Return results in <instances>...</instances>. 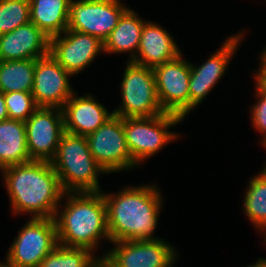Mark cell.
<instances>
[{
	"instance_id": "cell-18",
	"label": "cell",
	"mask_w": 266,
	"mask_h": 267,
	"mask_svg": "<svg viewBox=\"0 0 266 267\" xmlns=\"http://www.w3.org/2000/svg\"><path fill=\"white\" fill-rule=\"evenodd\" d=\"M178 47L168 30L155 21L147 20L142 28L136 57L131 62L154 68L177 58L182 53Z\"/></svg>"
},
{
	"instance_id": "cell-16",
	"label": "cell",
	"mask_w": 266,
	"mask_h": 267,
	"mask_svg": "<svg viewBox=\"0 0 266 267\" xmlns=\"http://www.w3.org/2000/svg\"><path fill=\"white\" fill-rule=\"evenodd\" d=\"M65 132L78 136H87L96 131L109 118L105 106L90 94L77 96L75 91L62 107Z\"/></svg>"
},
{
	"instance_id": "cell-29",
	"label": "cell",
	"mask_w": 266,
	"mask_h": 267,
	"mask_svg": "<svg viewBox=\"0 0 266 267\" xmlns=\"http://www.w3.org/2000/svg\"><path fill=\"white\" fill-rule=\"evenodd\" d=\"M9 119L4 93L0 91V121Z\"/></svg>"
},
{
	"instance_id": "cell-25",
	"label": "cell",
	"mask_w": 266,
	"mask_h": 267,
	"mask_svg": "<svg viewBox=\"0 0 266 267\" xmlns=\"http://www.w3.org/2000/svg\"><path fill=\"white\" fill-rule=\"evenodd\" d=\"M29 22V0H0V35Z\"/></svg>"
},
{
	"instance_id": "cell-3",
	"label": "cell",
	"mask_w": 266,
	"mask_h": 267,
	"mask_svg": "<svg viewBox=\"0 0 266 267\" xmlns=\"http://www.w3.org/2000/svg\"><path fill=\"white\" fill-rule=\"evenodd\" d=\"M63 200L54 217L58 244L85 248L95 254L102 239L110 242L102 192H66Z\"/></svg>"
},
{
	"instance_id": "cell-23",
	"label": "cell",
	"mask_w": 266,
	"mask_h": 267,
	"mask_svg": "<svg viewBox=\"0 0 266 267\" xmlns=\"http://www.w3.org/2000/svg\"><path fill=\"white\" fill-rule=\"evenodd\" d=\"M34 70L35 59L0 61V91L31 92Z\"/></svg>"
},
{
	"instance_id": "cell-10",
	"label": "cell",
	"mask_w": 266,
	"mask_h": 267,
	"mask_svg": "<svg viewBox=\"0 0 266 267\" xmlns=\"http://www.w3.org/2000/svg\"><path fill=\"white\" fill-rule=\"evenodd\" d=\"M128 8L121 0H70L67 30L93 35L104 42Z\"/></svg>"
},
{
	"instance_id": "cell-22",
	"label": "cell",
	"mask_w": 266,
	"mask_h": 267,
	"mask_svg": "<svg viewBox=\"0 0 266 267\" xmlns=\"http://www.w3.org/2000/svg\"><path fill=\"white\" fill-rule=\"evenodd\" d=\"M242 205L253 228L266 237V174L262 170L249 179Z\"/></svg>"
},
{
	"instance_id": "cell-19",
	"label": "cell",
	"mask_w": 266,
	"mask_h": 267,
	"mask_svg": "<svg viewBox=\"0 0 266 267\" xmlns=\"http://www.w3.org/2000/svg\"><path fill=\"white\" fill-rule=\"evenodd\" d=\"M145 19L132 8H128L120 17L117 26L104 41V54H129L132 61L137 54Z\"/></svg>"
},
{
	"instance_id": "cell-7",
	"label": "cell",
	"mask_w": 266,
	"mask_h": 267,
	"mask_svg": "<svg viewBox=\"0 0 266 267\" xmlns=\"http://www.w3.org/2000/svg\"><path fill=\"white\" fill-rule=\"evenodd\" d=\"M19 229L3 262L8 267H39L58 245L54 218H28Z\"/></svg>"
},
{
	"instance_id": "cell-13",
	"label": "cell",
	"mask_w": 266,
	"mask_h": 267,
	"mask_svg": "<svg viewBox=\"0 0 266 267\" xmlns=\"http://www.w3.org/2000/svg\"><path fill=\"white\" fill-rule=\"evenodd\" d=\"M25 126L31 160L51 162L65 133L62 109L38 107Z\"/></svg>"
},
{
	"instance_id": "cell-21",
	"label": "cell",
	"mask_w": 266,
	"mask_h": 267,
	"mask_svg": "<svg viewBox=\"0 0 266 267\" xmlns=\"http://www.w3.org/2000/svg\"><path fill=\"white\" fill-rule=\"evenodd\" d=\"M30 22L49 39L67 30L70 0H29Z\"/></svg>"
},
{
	"instance_id": "cell-2",
	"label": "cell",
	"mask_w": 266,
	"mask_h": 267,
	"mask_svg": "<svg viewBox=\"0 0 266 267\" xmlns=\"http://www.w3.org/2000/svg\"><path fill=\"white\" fill-rule=\"evenodd\" d=\"M13 215L54 218L64 190L51 162L32 160L2 169Z\"/></svg>"
},
{
	"instance_id": "cell-35",
	"label": "cell",
	"mask_w": 266,
	"mask_h": 267,
	"mask_svg": "<svg viewBox=\"0 0 266 267\" xmlns=\"http://www.w3.org/2000/svg\"><path fill=\"white\" fill-rule=\"evenodd\" d=\"M0 267H8L5 264L2 263V261H0Z\"/></svg>"
},
{
	"instance_id": "cell-4",
	"label": "cell",
	"mask_w": 266,
	"mask_h": 267,
	"mask_svg": "<svg viewBox=\"0 0 266 267\" xmlns=\"http://www.w3.org/2000/svg\"><path fill=\"white\" fill-rule=\"evenodd\" d=\"M51 164L65 193L103 191L98 177L107 174L93 158L86 136L65 132Z\"/></svg>"
},
{
	"instance_id": "cell-15",
	"label": "cell",
	"mask_w": 266,
	"mask_h": 267,
	"mask_svg": "<svg viewBox=\"0 0 266 267\" xmlns=\"http://www.w3.org/2000/svg\"><path fill=\"white\" fill-rule=\"evenodd\" d=\"M71 73L51 54L35 59L32 95L38 107L62 109L75 90L70 84Z\"/></svg>"
},
{
	"instance_id": "cell-9",
	"label": "cell",
	"mask_w": 266,
	"mask_h": 267,
	"mask_svg": "<svg viewBox=\"0 0 266 267\" xmlns=\"http://www.w3.org/2000/svg\"><path fill=\"white\" fill-rule=\"evenodd\" d=\"M114 248L99 255L112 267H173L178 252L163 238L111 242Z\"/></svg>"
},
{
	"instance_id": "cell-11",
	"label": "cell",
	"mask_w": 266,
	"mask_h": 267,
	"mask_svg": "<svg viewBox=\"0 0 266 267\" xmlns=\"http://www.w3.org/2000/svg\"><path fill=\"white\" fill-rule=\"evenodd\" d=\"M244 37L245 33L242 31L234 33L228 36L221 47L209 55V58L201 65L190 62L189 113L202 104L219 83L218 81L222 79Z\"/></svg>"
},
{
	"instance_id": "cell-6",
	"label": "cell",
	"mask_w": 266,
	"mask_h": 267,
	"mask_svg": "<svg viewBox=\"0 0 266 267\" xmlns=\"http://www.w3.org/2000/svg\"><path fill=\"white\" fill-rule=\"evenodd\" d=\"M120 83L121 102L113 115L121 118L153 117L165 113L160 104L153 68L126 61Z\"/></svg>"
},
{
	"instance_id": "cell-26",
	"label": "cell",
	"mask_w": 266,
	"mask_h": 267,
	"mask_svg": "<svg viewBox=\"0 0 266 267\" xmlns=\"http://www.w3.org/2000/svg\"><path fill=\"white\" fill-rule=\"evenodd\" d=\"M9 119L26 121L38 108L31 92L4 93Z\"/></svg>"
},
{
	"instance_id": "cell-31",
	"label": "cell",
	"mask_w": 266,
	"mask_h": 267,
	"mask_svg": "<svg viewBox=\"0 0 266 267\" xmlns=\"http://www.w3.org/2000/svg\"><path fill=\"white\" fill-rule=\"evenodd\" d=\"M256 261L257 262H254V264H251V265L249 264L248 266H245V267H266V258L261 257Z\"/></svg>"
},
{
	"instance_id": "cell-27",
	"label": "cell",
	"mask_w": 266,
	"mask_h": 267,
	"mask_svg": "<svg viewBox=\"0 0 266 267\" xmlns=\"http://www.w3.org/2000/svg\"><path fill=\"white\" fill-rule=\"evenodd\" d=\"M255 96L257 97L256 103L250 108V119L252 128L261 136H266V94H264L255 84Z\"/></svg>"
},
{
	"instance_id": "cell-12",
	"label": "cell",
	"mask_w": 266,
	"mask_h": 267,
	"mask_svg": "<svg viewBox=\"0 0 266 267\" xmlns=\"http://www.w3.org/2000/svg\"><path fill=\"white\" fill-rule=\"evenodd\" d=\"M181 53L172 61L153 68L158 98L165 113L189 116V81L191 66Z\"/></svg>"
},
{
	"instance_id": "cell-14",
	"label": "cell",
	"mask_w": 266,
	"mask_h": 267,
	"mask_svg": "<svg viewBox=\"0 0 266 267\" xmlns=\"http://www.w3.org/2000/svg\"><path fill=\"white\" fill-rule=\"evenodd\" d=\"M49 53L66 71L76 76L104 53V42L93 35L66 30L50 38Z\"/></svg>"
},
{
	"instance_id": "cell-20",
	"label": "cell",
	"mask_w": 266,
	"mask_h": 267,
	"mask_svg": "<svg viewBox=\"0 0 266 267\" xmlns=\"http://www.w3.org/2000/svg\"><path fill=\"white\" fill-rule=\"evenodd\" d=\"M30 161L25 122L14 119L0 121V171Z\"/></svg>"
},
{
	"instance_id": "cell-5",
	"label": "cell",
	"mask_w": 266,
	"mask_h": 267,
	"mask_svg": "<svg viewBox=\"0 0 266 267\" xmlns=\"http://www.w3.org/2000/svg\"><path fill=\"white\" fill-rule=\"evenodd\" d=\"M182 121L184 120L180 116L172 113L153 117L123 118L125 138L134 162L140 167L164 146L177 141L181 135L170 129Z\"/></svg>"
},
{
	"instance_id": "cell-24",
	"label": "cell",
	"mask_w": 266,
	"mask_h": 267,
	"mask_svg": "<svg viewBox=\"0 0 266 267\" xmlns=\"http://www.w3.org/2000/svg\"><path fill=\"white\" fill-rule=\"evenodd\" d=\"M98 258V255L88 249L58 244L39 267H91Z\"/></svg>"
},
{
	"instance_id": "cell-33",
	"label": "cell",
	"mask_w": 266,
	"mask_h": 267,
	"mask_svg": "<svg viewBox=\"0 0 266 267\" xmlns=\"http://www.w3.org/2000/svg\"><path fill=\"white\" fill-rule=\"evenodd\" d=\"M260 140H261L260 144L262 145V147H264V149H266V136L265 137H261ZM264 165H266V162H265Z\"/></svg>"
},
{
	"instance_id": "cell-17",
	"label": "cell",
	"mask_w": 266,
	"mask_h": 267,
	"mask_svg": "<svg viewBox=\"0 0 266 267\" xmlns=\"http://www.w3.org/2000/svg\"><path fill=\"white\" fill-rule=\"evenodd\" d=\"M50 39L32 22L0 35V61L38 59L49 54Z\"/></svg>"
},
{
	"instance_id": "cell-8",
	"label": "cell",
	"mask_w": 266,
	"mask_h": 267,
	"mask_svg": "<svg viewBox=\"0 0 266 267\" xmlns=\"http://www.w3.org/2000/svg\"><path fill=\"white\" fill-rule=\"evenodd\" d=\"M86 139L93 158L106 174L138 168L127 146L123 118L113 115Z\"/></svg>"
},
{
	"instance_id": "cell-32",
	"label": "cell",
	"mask_w": 266,
	"mask_h": 267,
	"mask_svg": "<svg viewBox=\"0 0 266 267\" xmlns=\"http://www.w3.org/2000/svg\"><path fill=\"white\" fill-rule=\"evenodd\" d=\"M259 59H260L259 60L260 63L258 65H261L266 70V47L262 49Z\"/></svg>"
},
{
	"instance_id": "cell-30",
	"label": "cell",
	"mask_w": 266,
	"mask_h": 267,
	"mask_svg": "<svg viewBox=\"0 0 266 267\" xmlns=\"http://www.w3.org/2000/svg\"><path fill=\"white\" fill-rule=\"evenodd\" d=\"M91 267H112L105 258H98Z\"/></svg>"
},
{
	"instance_id": "cell-28",
	"label": "cell",
	"mask_w": 266,
	"mask_h": 267,
	"mask_svg": "<svg viewBox=\"0 0 266 267\" xmlns=\"http://www.w3.org/2000/svg\"><path fill=\"white\" fill-rule=\"evenodd\" d=\"M255 71L253 74L254 83L264 94H266V70L260 65L259 69Z\"/></svg>"
},
{
	"instance_id": "cell-34",
	"label": "cell",
	"mask_w": 266,
	"mask_h": 267,
	"mask_svg": "<svg viewBox=\"0 0 266 267\" xmlns=\"http://www.w3.org/2000/svg\"><path fill=\"white\" fill-rule=\"evenodd\" d=\"M261 170L266 174V165H264Z\"/></svg>"
},
{
	"instance_id": "cell-1",
	"label": "cell",
	"mask_w": 266,
	"mask_h": 267,
	"mask_svg": "<svg viewBox=\"0 0 266 267\" xmlns=\"http://www.w3.org/2000/svg\"><path fill=\"white\" fill-rule=\"evenodd\" d=\"M102 193L107 208L110 243L159 238L155 236V230L164 200L157 184L124 186L118 192Z\"/></svg>"
}]
</instances>
